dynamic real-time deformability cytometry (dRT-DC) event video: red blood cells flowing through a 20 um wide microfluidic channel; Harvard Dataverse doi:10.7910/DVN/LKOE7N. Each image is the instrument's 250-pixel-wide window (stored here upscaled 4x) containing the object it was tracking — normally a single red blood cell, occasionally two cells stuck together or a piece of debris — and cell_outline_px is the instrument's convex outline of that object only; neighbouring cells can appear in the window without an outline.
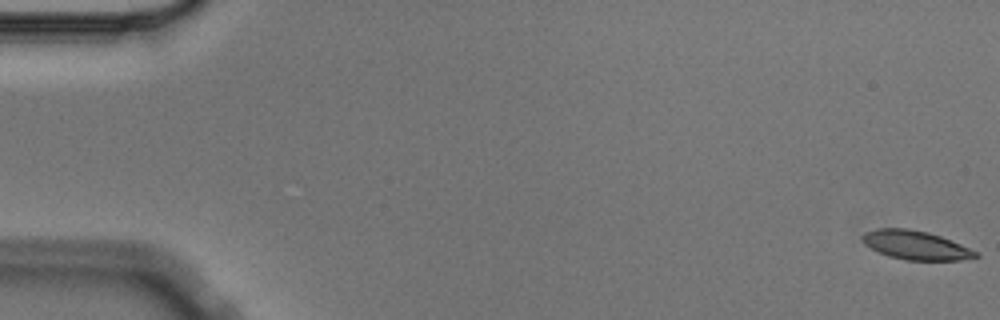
{"species": "Egyptian fruit bat (a non-hibernating species)", "species_latin": "Rousettus aegyptiacus", "temperature_condition": "cold", "stored_images_in_passage": 3, "camera_frame_rate_fps": 3000, "um_per_image_px": 0.085, "animal": {"sex": "male"}, "frame": {"image": 1, "passage_image": 1, "time_ms": 0.0, "image_size_px": [1000, 320], "cell_outline_px": [[980, 256], [960, 260], [904, 260], [888, 256], [864, 244], [860, 236], [864, 232], [876, 228], [908, 228], [928, 232], [940, 236], [960, 244], [976, 252]], "centroid_in_image_um": [77.78, 20.83], "position_along_channel_um": 7.2, "area_um2": 18.96}}